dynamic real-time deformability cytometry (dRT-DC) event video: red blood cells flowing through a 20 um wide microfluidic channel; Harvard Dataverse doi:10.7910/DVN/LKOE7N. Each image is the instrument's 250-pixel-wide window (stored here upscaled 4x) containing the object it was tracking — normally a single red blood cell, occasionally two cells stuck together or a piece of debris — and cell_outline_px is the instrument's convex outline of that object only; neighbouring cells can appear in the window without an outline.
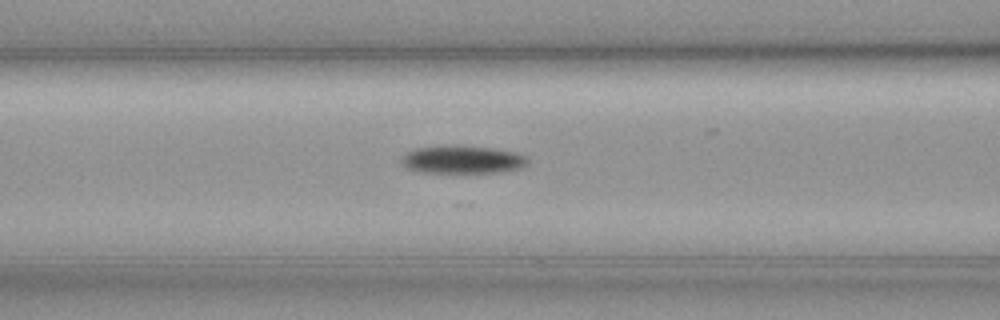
{"species": "common noctule bat (a hibernating species)", "species_latin": "Nyctalus noctula", "temperature_condition": "cold", "stored_images_in_passage": 51, "camera_frame_rate_fps": 3000, "um_per_image_px": 0.085, "animal": {"sex": "female", "body_mass_g": 19.3, "forearm_length_mm": 54.1}, "frame": {"image": 1, "passage_image": 18, "time_ms": 5.667, "image_size_px": [1000, 320], "cell_outline_px": [[528, 164], [520, 168], [500, 172], [420, 172], [408, 168], [404, 164], [404, 156], [408, 152], [416, 148], [492, 148], [516, 152], [528, 156]], "centroid_in_image_um": [39.43, 13.61], "position_along_channel_um": 127.2, "area_um2": 19.36}}
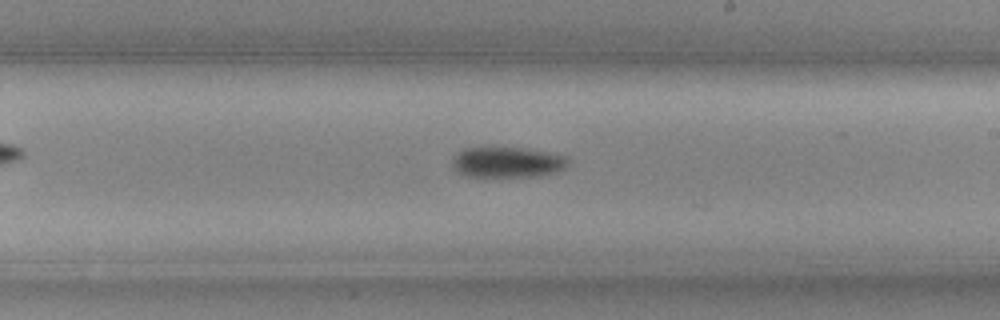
{"frame": {"image": 2, "passage_image": 28, "time_ms": 9.0, "image_size_px": [1000, 320], "cell_outline_px": [[568, 164], [564, 168], [556, 172], [540, 176], [468, 176], [460, 172], [452, 164], [452, 160], [464, 148], [520, 148], [568, 156]], "centroid_in_image_um": [43.17, 13.79], "position_along_channel_um": 245.8, "area_um2": 20.11}}
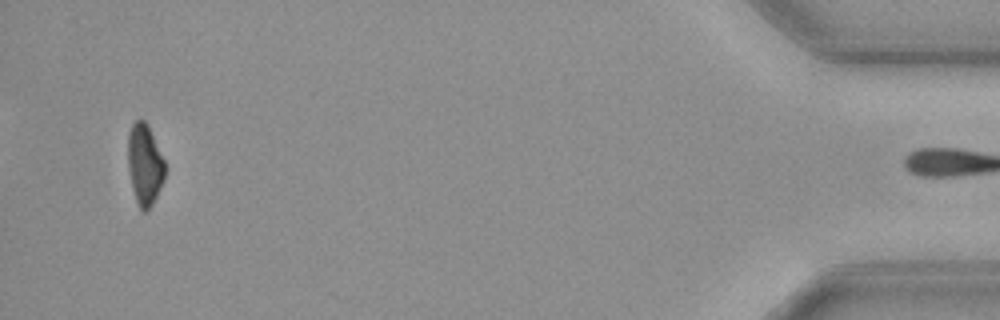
{"frame": {"image": 3, "passage_image": 50, "time_ms": 16.333, "image_size_px": [1000, 320], "cell_outline_px": [[164, 180], [152, 204], [144, 212], [140, 208], [136, 200], [132, 188], [128, 168], [128, 132], [132, 124], [136, 120], [144, 120], [148, 124], [164, 160]], "centroid_in_image_um": [12.28, 13.95], "position_along_channel_um": 422.9, "area_um2": 17.28}}